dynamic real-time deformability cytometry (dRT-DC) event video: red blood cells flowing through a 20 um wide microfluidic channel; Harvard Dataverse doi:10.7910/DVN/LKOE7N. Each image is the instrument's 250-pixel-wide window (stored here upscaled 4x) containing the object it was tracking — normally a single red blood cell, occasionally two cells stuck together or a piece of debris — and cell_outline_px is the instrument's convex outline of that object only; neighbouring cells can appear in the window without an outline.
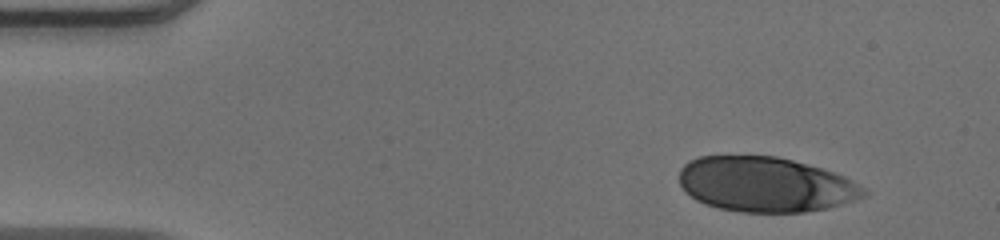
{"species": "human", "species_latin": "Homo sapiens", "temperature_condition": "warm", "stored_images_in_passage": 14, "camera_frame_rate_fps": 3000, "um_per_image_px": 0.085, "donor": {"sex": "male"}, "frame": {"image": 1, "passage_image": 1, "time_ms": 0.0, "image_size_px": [1000, 240], "cell_outline_px": [[868, 192], [864, 196], [828, 208], [804, 212], [740, 212], [720, 208], [704, 204], [696, 200], [680, 184], [680, 168], [688, 160], [700, 156], [776, 156], [808, 164], [844, 176], [852, 180], [864, 188]], "centroid_in_image_um": [65.05, 15.67], "position_along_channel_um": 20.0, "area_um2": 58.84}}